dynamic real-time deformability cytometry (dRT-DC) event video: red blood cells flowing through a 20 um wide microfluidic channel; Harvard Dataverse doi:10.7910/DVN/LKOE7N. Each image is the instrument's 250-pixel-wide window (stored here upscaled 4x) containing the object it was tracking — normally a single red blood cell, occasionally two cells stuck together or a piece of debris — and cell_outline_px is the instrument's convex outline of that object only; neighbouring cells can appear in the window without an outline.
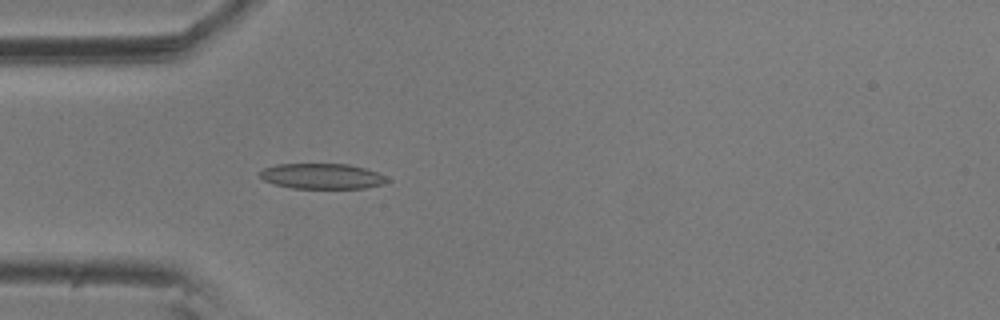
{"species": "common noctule bat (a hibernating species)", "species_latin": "Nyctalus noctula", "temperature_condition": "room temperature", "stored_images_in_passage": 4, "camera_frame_rate_fps": 3000, "um_per_image_px": 0.085, "animal": {"sex": "male", "body_mass_g": 20.5, "forearm_length_mm": 52.5}, "frame": {"image": 1, "passage_image": 4, "time_ms": 1.0, "image_size_px": [1000, 320], "cell_outline_px": [[392, 180], [384, 184], [364, 188], [292, 188], [276, 184], [264, 180], [260, 176], [260, 172], [264, 168], [276, 164], [348, 164], [364, 168], [376, 172]], "centroid_in_image_um": [27.39, 14.97], "position_along_channel_um": 57.6, "area_um2": 18.73}}